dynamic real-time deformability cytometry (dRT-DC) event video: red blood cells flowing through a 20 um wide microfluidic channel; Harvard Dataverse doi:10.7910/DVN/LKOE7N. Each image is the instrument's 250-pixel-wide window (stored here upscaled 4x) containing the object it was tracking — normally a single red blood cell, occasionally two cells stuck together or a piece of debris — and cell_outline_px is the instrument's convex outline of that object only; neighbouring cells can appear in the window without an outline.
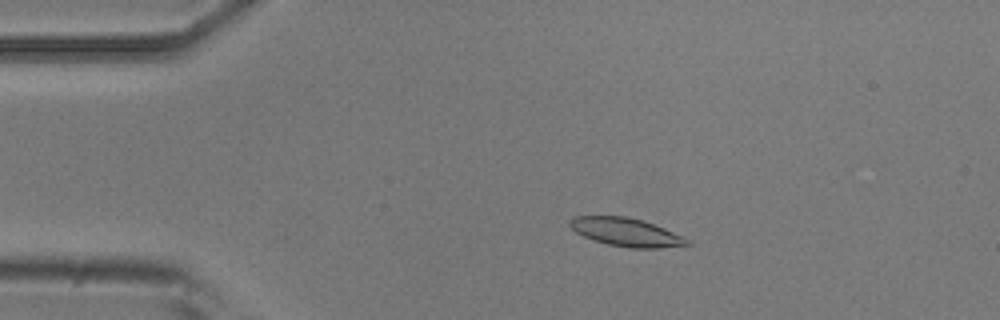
{"species": "common noctule bat (a hibernating species)", "species_latin": "Nyctalus noctula", "temperature_condition": "room temperature", "stored_images_in_passage": 52, "camera_frame_rate_fps": 3000, "um_per_image_px": 0.085, "animal": {"sex": "male", "body_mass_g": 20.5, "forearm_length_mm": 52.5}, "frame": {"image": 1, "passage_image": 10, "time_ms": 3.0, "image_size_px": [1000, 320], "cell_outline_px": [[692, 244], [660, 248], [628, 248], [608, 244], [584, 236], [576, 232], [568, 224], [568, 220], [572, 216], [624, 216], [640, 220], [664, 228], [688, 240]], "centroid_in_image_um": [53.17, 19.73], "position_along_channel_um": 31.8, "area_um2": 19.02}}
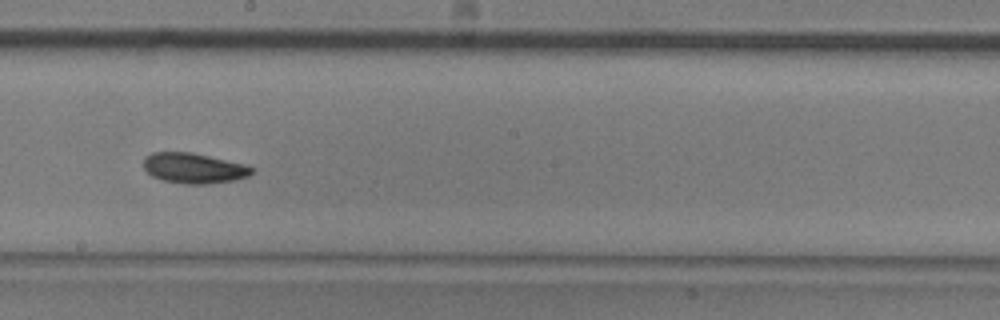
{"frame": {"image": 2, "passage_image": 29, "time_ms": 9.333, "image_size_px": [1000, 320], "cell_outline_px": [[256, 168], [248, 176], [236, 180], [204, 184], [184, 184], [164, 180], [152, 176], [144, 168], [144, 156], [152, 152], [192, 152], [244, 164]], "centroid_in_image_um": [16.47, 14.29], "position_along_channel_um": 231.7, "area_um2": 19.13}}
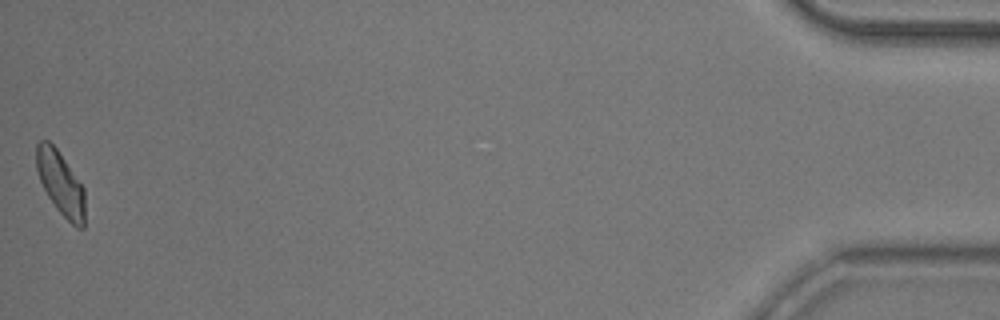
{"frame": {"image": 3, "passage_image": 52, "time_ms": 17.0, "image_size_px": [1000, 320], "cell_outline_px": [[84, 228], [76, 228], [56, 208], [48, 196], [40, 180], [36, 168], [36, 144], [40, 140], [48, 140], [56, 148], [84, 188]], "centroid_in_image_um": [5.14, 15.58], "position_along_channel_um": 430.1, "area_um2": 17.74}, "authors_computed_cell_mechanics": {"area_um2": 18.5827, "velocity_mm_per_s": 3.8618, "shape_relaxation_time_tau1_ms": 3.2074, "shape_relaxation_time_tau2_ms": 3.3927, "deformation_change_tau1": 0.1076, "deformation_change_tau2": 0.0918}}